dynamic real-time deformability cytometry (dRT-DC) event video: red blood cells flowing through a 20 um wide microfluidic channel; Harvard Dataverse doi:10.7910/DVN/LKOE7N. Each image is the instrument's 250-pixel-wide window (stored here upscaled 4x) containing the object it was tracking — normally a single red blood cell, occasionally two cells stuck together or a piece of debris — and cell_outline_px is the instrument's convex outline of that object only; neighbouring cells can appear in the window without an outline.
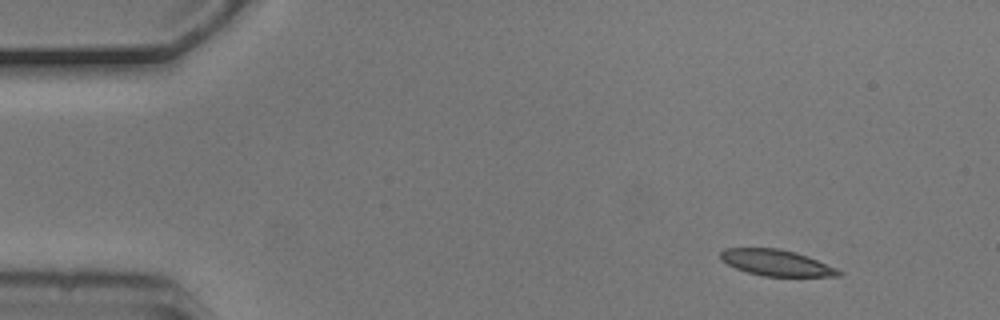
{"species": "common noctule bat (a hibernating species)", "species_latin": "Nyctalus noctula", "temperature_condition": "cold", "stored_images_in_passage": 5, "segment_of_instrument_passage": [1, 2], "camera_frame_rate_fps": 3000, "um_per_image_px": 0.085, "animal": {"sex": "male", "body_mass_g": 20.5, "forearm_length_mm": 52.5}, "frame": {"image": 1, "passage_image": 1, "time_ms": 0.0, "image_size_px": [1000, 320], "cell_outline_px": [[844, 272], [840, 276], [764, 276], [748, 272], [736, 268], [720, 260], [720, 252], [724, 248], [780, 248], [796, 252], [808, 256], [836, 268]], "centroid_in_image_um": [65.99, 22.32], "position_along_channel_um": 19.0, "area_um2": 17.98}}